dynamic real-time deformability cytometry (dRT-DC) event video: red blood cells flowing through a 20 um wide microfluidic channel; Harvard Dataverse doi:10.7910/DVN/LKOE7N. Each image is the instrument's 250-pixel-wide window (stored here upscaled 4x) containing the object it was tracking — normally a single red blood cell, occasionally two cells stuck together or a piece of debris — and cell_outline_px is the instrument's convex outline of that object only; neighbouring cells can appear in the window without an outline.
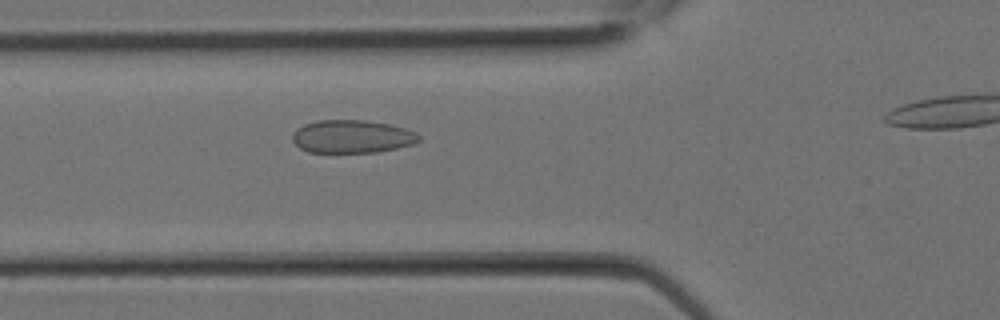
{"species": "Egyptian fruit bat (a non-hibernating species)", "species_latin": "Rousettus aegyptiacus", "temperature_condition": "room temperature", "stored_images_in_passage": 4, "camera_frame_rate_fps": 3000, "um_per_image_px": 0.085, "animal": {"sex": "female"}, "frame": {"image": 1, "passage_image": 3, "time_ms": 0.667, "image_size_px": [1000, 320], "cell_outline_px": [[420, 140], [412, 144], [396, 148], [376, 152], [308, 152], [300, 148], [292, 140], [292, 132], [296, 128], [304, 124], [316, 120], [364, 120], [388, 124], [404, 128], [416, 132], [420, 136]], "centroid_in_image_um": [29.89, 11.6], "position_along_channel_um": 95.9, "area_um2": 24.33}}